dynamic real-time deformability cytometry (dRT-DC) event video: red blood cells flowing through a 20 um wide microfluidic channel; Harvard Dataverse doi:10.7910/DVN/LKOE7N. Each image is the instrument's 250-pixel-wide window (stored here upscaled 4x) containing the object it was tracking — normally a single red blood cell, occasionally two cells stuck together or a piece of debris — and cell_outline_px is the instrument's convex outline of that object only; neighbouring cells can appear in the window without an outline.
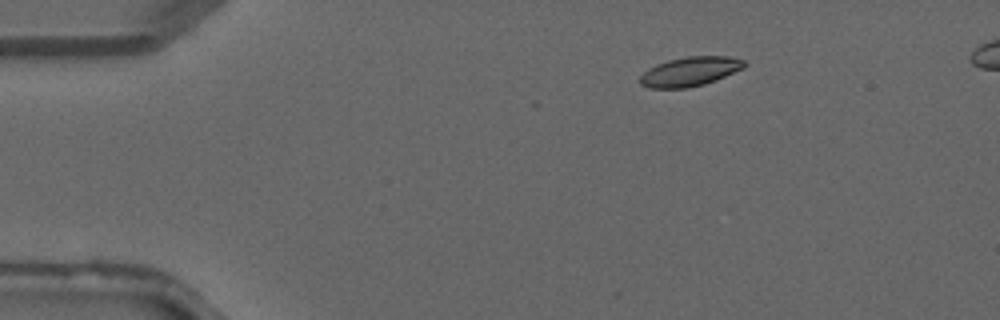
{"species": "common noctule bat (a hibernating species)", "species_latin": "Nyctalus noctula", "temperature_condition": "warm", "stored_images_in_passage": 33, "camera_frame_rate_fps": 3000, "um_per_image_px": 0.085, "animal": {"sex": "male", "forearm_length_mm": 52.5}, "frame": {"image": 1, "passage_image": 4, "time_ms": 1.0, "image_size_px": [1000, 320], "cell_outline_px": [[744, 68], [716, 80], [704, 84], [688, 88], [648, 88], [640, 84], [640, 76], [648, 68], [656, 64], [668, 60], [688, 56], [728, 56], [744, 60]], "centroid_in_image_um": [58.63, 6.08], "position_along_channel_um": 26.4, "area_um2": 17.8}}
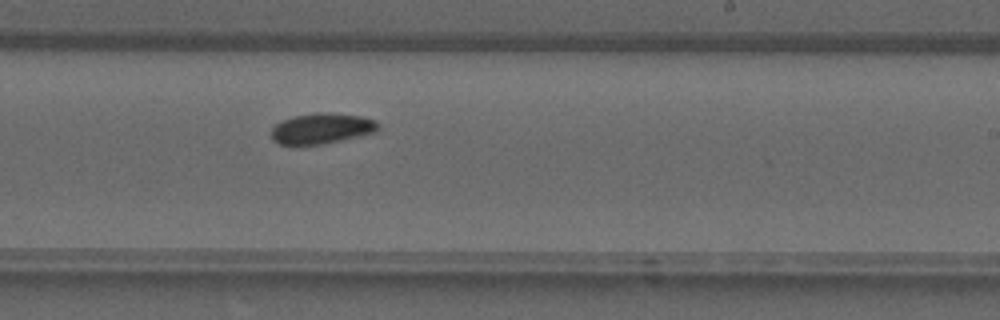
{"frame": {"image": 2, "passage_image": 22, "time_ms": 7.0, "image_size_px": [1000, 320], "cell_outline_px": [[380, 124], [376, 132], [324, 144], [292, 148], [280, 144], [272, 140], [272, 128], [276, 124], [292, 116], [312, 112], [328, 112], [360, 116], [376, 120]], "centroid_in_image_um": [27.3, 10.95], "position_along_channel_um": 261.7, "area_um2": 19.71}}
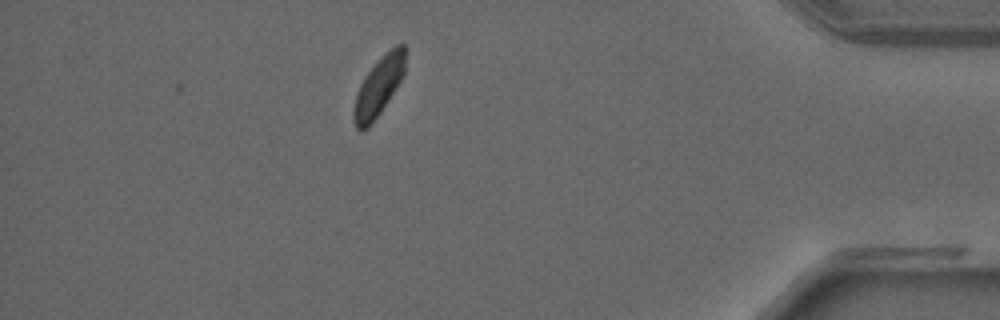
{"frame": {"image": 3, "passage_image": 33, "time_ms": 10.667, "image_size_px": [1000, 320], "cell_outline_px": [[404, 76], [380, 112], [368, 128], [356, 128], [352, 116], [356, 92], [364, 76], [396, 44], [404, 40]], "centroid_in_image_um": [32.18, 7.37], "position_along_channel_um": 403.0, "area_um2": 17.17}}